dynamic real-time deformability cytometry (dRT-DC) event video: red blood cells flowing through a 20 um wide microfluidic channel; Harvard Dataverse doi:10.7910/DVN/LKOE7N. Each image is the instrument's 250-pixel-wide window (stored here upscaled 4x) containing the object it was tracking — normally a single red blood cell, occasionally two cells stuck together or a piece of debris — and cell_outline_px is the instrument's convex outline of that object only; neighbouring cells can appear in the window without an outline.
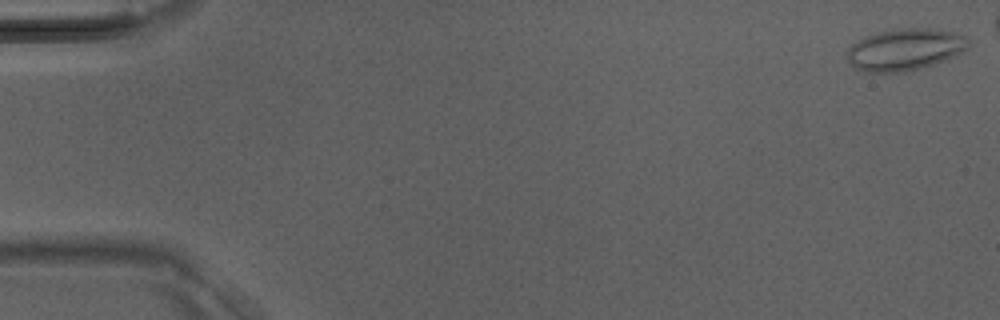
{"species": "Egyptian fruit bat (a non-hibernating species)", "species_latin": "Rousettus aegyptiacus", "temperature_condition": "room temperature", "stored_images_in_passage": 36, "camera_frame_rate_fps": 3000, "um_per_image_px": 0.085, "animal": {"sex": "male"}, "frame": {"image": 1, "passage_image": 1, "time_ms": 0.0, "image_size_px": [1000, 320], "cell_outline_px": [[968, 48], [952, 56], [932, 64], [908, 72], [868, 72], [852, 68], [848, 60], [848, 48], [856, 40], [880, 32], [900, 28], [928, 28], [956, 32], [964, 36], [968, 40]], "centroid_in_image_um": [76.88, 4.21], "position_along_channel_um": 8.1, "area_um2": 29.3}}
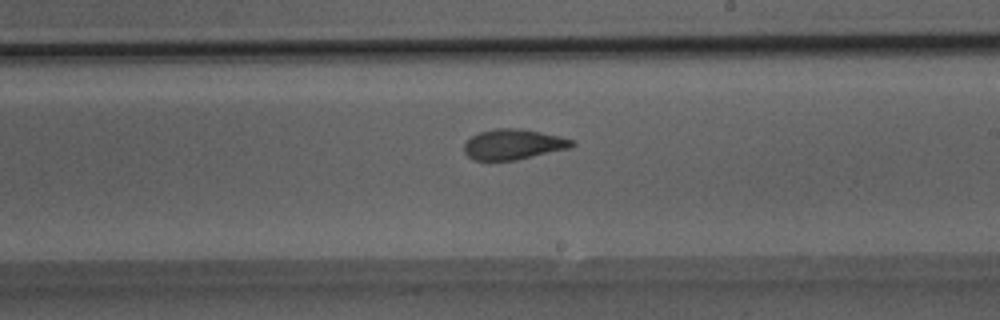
{"frame": {"image": 2, "passage_image": 24, "time_ms": 7.667, "image_size_px": [1000, 320], "cell_outline_px": [[576, 144], [572, 148], [516, 160], [472, 160], [464, 152], [464, 144], [472, 136], [480, 132], [496, 128], [520, 128], [560, 136], [576, 140]], "centroid_in_image_um": [43.68, 12.27], "position_along_channel_um": 245.3, "area_um2": 19.25}}
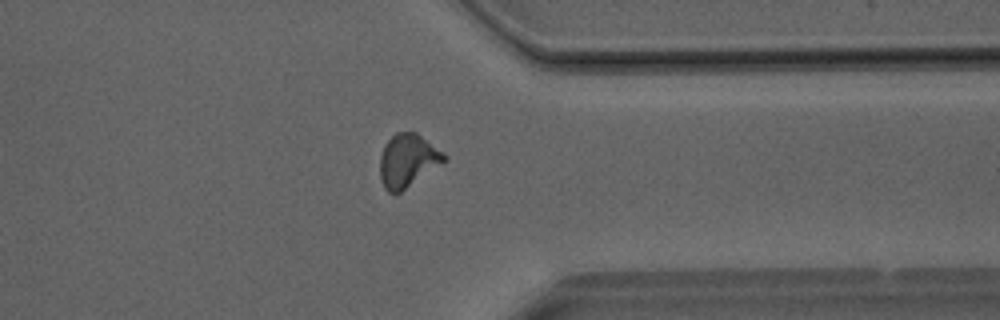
{"frame": {"image": 3, "passage_image": 32, "time_ms": 10.333, "image_size_px": [1000, 320], "cell_outline_px": [[448, 160], [400, 192], [388, 192], [384, 188], [380, 176], [380, 156], [384, 144], [396, 132], [416, 132], [444, 152], [448, 156]], "centroid_in_image_um": [34.67, 13.63], "position_along_channel_um": 376.7, "area_um2": 19.88}}